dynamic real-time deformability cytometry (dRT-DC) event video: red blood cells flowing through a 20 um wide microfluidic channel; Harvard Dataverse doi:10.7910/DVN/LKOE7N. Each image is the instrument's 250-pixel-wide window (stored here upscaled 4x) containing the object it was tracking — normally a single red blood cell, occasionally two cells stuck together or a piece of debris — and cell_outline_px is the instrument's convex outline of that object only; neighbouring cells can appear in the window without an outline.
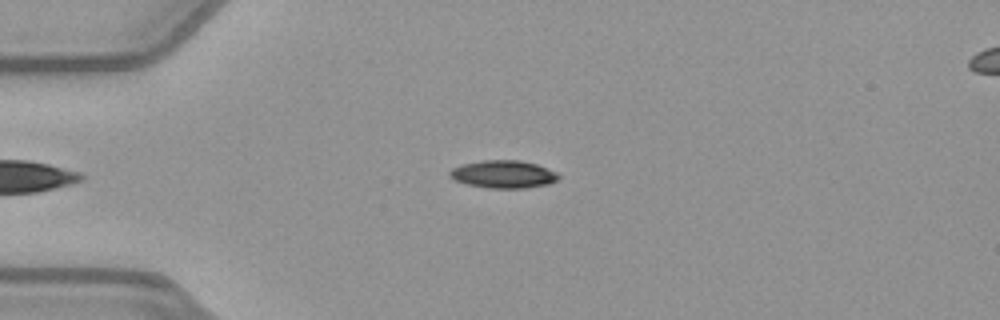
{"species": "common noctule bat (a hibernating species)", "species_latin": "Nyctalus noctula", "temperature_condition": "warm", "stored_images_in_passage": 45, "camera_frame_rate_fps": 3000, "um_per_image_px": 0.085, "animal": {"sex": "female", "body_mass_g": 21.9}, "frame": {"image": 1, "passage_image": 10, "time_ms": 3.0, "image_size_px": [1000, 320], "cell_outline_px": [[560, 176], [556, 180], [548, 184], [524, 188], [488, 188], [468, 184], [456, 180], [448, 176], [448, 172], [452, 168], [464, 164], [484, 160], [520, 160], [536, 164], [556, 172]], "centroid_in_image_um": [42.78, 14.81], "position_along_channel_um": 42.2, "area_um2": 17.4}}
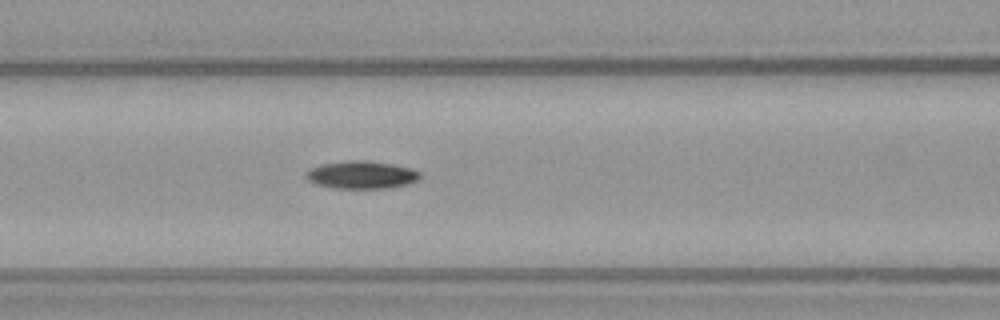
{"frame": {"image": 2, "passage_image": 19, "time_ms": 6.0, "image_size_px": [1000, 320], "cell_outline_px": [[420, 176], [416, 180], [408, 184], [384, 188], [332, 188], [316, 184], [308, 180], [304, 176], [308, 168], [320, 164], [348, 160], [368, 160], [392, 164], [408, 168], [420, 172]], "centroid_in_image_um": [30.65, 14.85], "position_along_channel_um": 135.9, "area_um2": 18.44}}
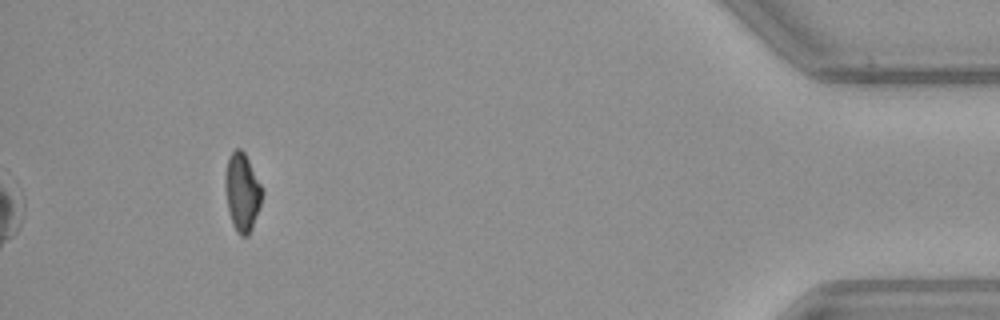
{"frame": {"image": 3, "passage_image": 45, "time_ms": 14.667, "image_size_px": [1000, 320], "cell_outline_px": [[264, 192], [252, 228], [248, 236], [240, 236], [236, 232], [232, 224], [228, 208], [224, 188], [224, 176], [228, 156], [236, 148], [240, 148], [244, 152]], "centroid_in_image_um": [20.56, 16.34], "position_along_channel_um": 414.6, "area_um2": 16.82}}